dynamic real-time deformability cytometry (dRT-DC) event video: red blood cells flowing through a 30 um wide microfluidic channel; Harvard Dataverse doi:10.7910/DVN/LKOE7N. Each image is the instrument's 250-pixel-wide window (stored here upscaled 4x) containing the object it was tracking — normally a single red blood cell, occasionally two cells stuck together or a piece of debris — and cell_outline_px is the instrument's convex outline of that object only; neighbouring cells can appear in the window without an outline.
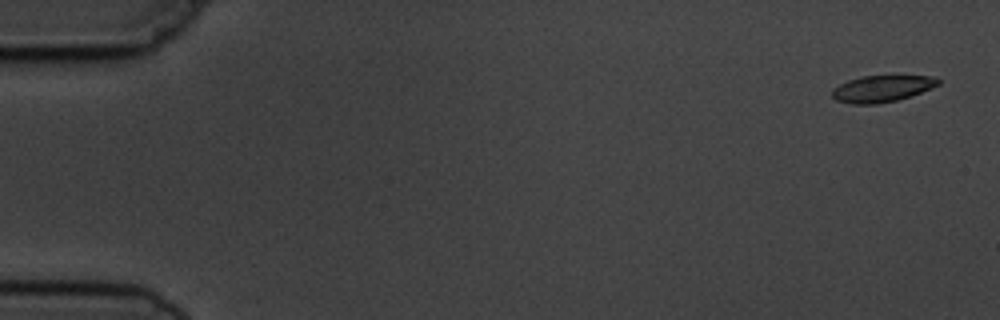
{"species": "common noctule bat (a hibernating species)", "species_latin": "Nyctalus noctula", "temperature_condition": "cold", "stored_images_in_passage": 5, "camera_frame_rate_fps": 3000, "um_per_image_px": 0.085, "animal": {"sex": "male", "body_mass_g": 19.5, "forearm_length_mm": 54.6}, "frame": {"image": 1, "passage_image": 1, "time_ms": 0.0, "image_size_px": [1000, 320], "cell_outline_px": [[940, 84], [920, 92], [896, 100], [876, 104], [852, 104], [836, 100], [832, 96], [832, 88], [848, 80], [864, 76], [932, 76], [940, 80]], "centroid_in_image_um": [74.93, 7.53], "position_along_channel_um": 10.1, "area_um2": 16.18}}
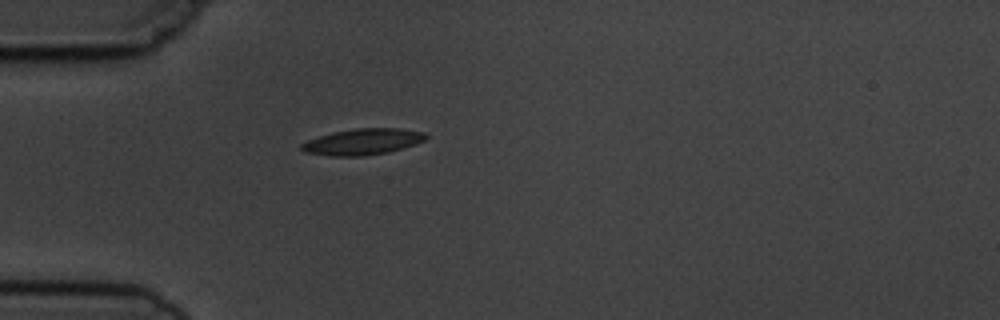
{"frame": {"image": 2, "passage_image": 5, "time_ms": 4.667, "image_size_px": [1000, 320], "cell_outline_px": [[428, 136], [424, 140], [416, 144], [388, 152], [364, 156], [332, 156], [304, 152], [300, 148], [300, 144], [308, 140], [332, 132], [356, 128], [400, 128], [424, 132]], "centroid_in_image_um": [30.83, 12.05], "position_along_channel_um": 54.2, "area_um2": 18.96}}